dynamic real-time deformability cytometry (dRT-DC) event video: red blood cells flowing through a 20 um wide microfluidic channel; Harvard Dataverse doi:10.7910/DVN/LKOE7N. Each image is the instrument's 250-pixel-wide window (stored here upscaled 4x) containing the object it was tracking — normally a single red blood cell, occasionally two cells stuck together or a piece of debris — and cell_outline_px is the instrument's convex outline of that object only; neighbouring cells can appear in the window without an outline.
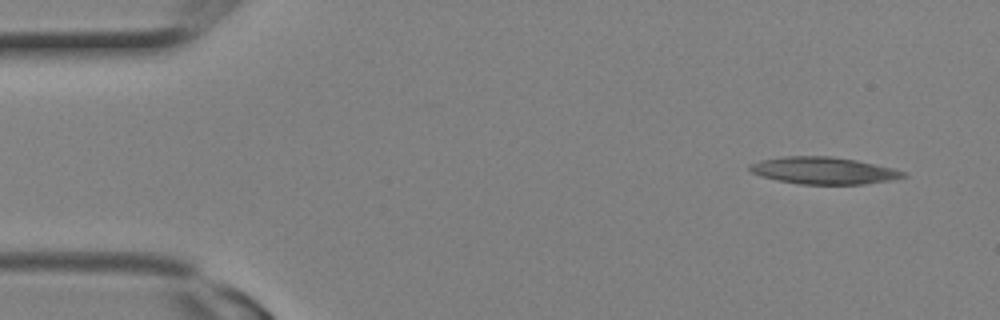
{"species": "Egyptian fruit bat (a non-hibernating species)", "species_latin": "Rousettus aegyptiacus", "temperature_condition": "room temperature", "stored_images_in_passage": 10, "camera_frame_rate_fps": 3000, "um_per_image_px": 0.085, "animal": {"sex": "female"}, "frame": {"image": 1, "passage_image": 1, "time_ms": 0.0, "image_size_px": [1000, 320], "cell_outline_px": [[908, 176], [888, 180], [864, 184], [800, 184], [776, 180], [760, 176], [752, 172], [748, 168], [748, 164], [760, 160], [784, 156], [832, 156], [856, 160], [892, 168], [908, 172]], "centroid_in_image_um": [69.98, 14.49], "position_along_channel_um": 15.0, "area_um2": 24.22}}
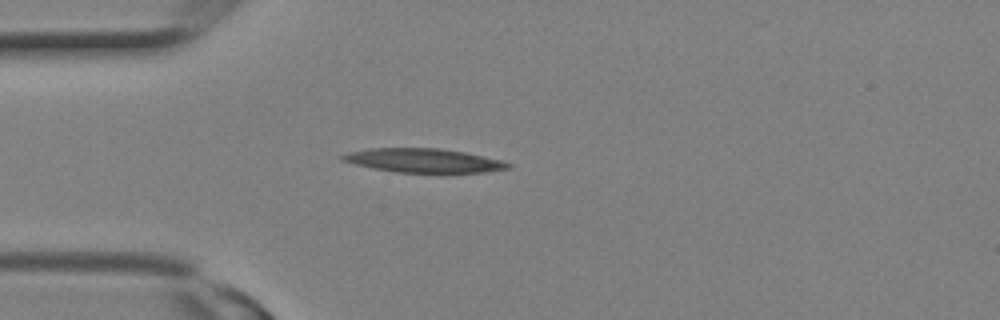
{"frame": {"image": 2, "passage_image": 6, "time_ms": 1.667, "image_size_px": [1000, 320], "cell_outline_px": [[512, 168], [484, 172], [396, 172], [372, 168], [340, 160], [340, 156], [348, 152], [368, 148], [440, 148], [464, 152], [500, 160], [512, 164]], "centroid_in_image_um": [35.98, 13.64], "position_along_channel_um": 49.0, "area_um2": 22.95}}
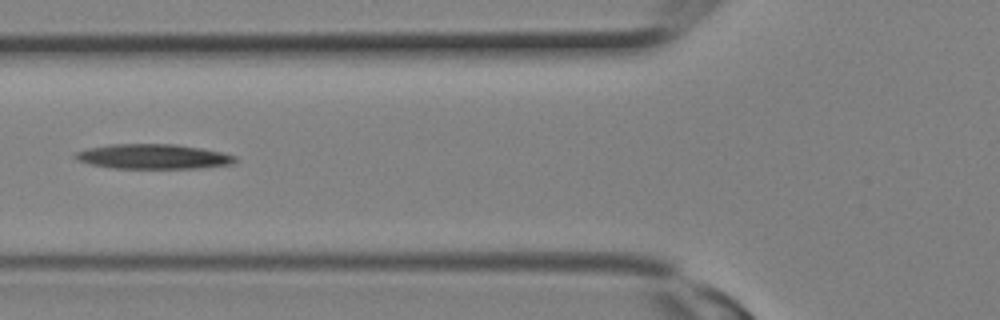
{"frame": {"image": 3, "passage_image": 9, "time_ms": 2.667, "image_size_px": [1000, 320], "cell_outline_px": [[240, 160], [232, 164], [200, 168], [112, 168], [92, 164], [76, 160], [72, 156], [76, 152], [88, 148], [112, 144], [176, 144], [224, 152], [236, 156]], "centroid_in_image_um": [13.06, 13.3], "position_along_channel_um": 112.7, "area_um2": 23.24}}